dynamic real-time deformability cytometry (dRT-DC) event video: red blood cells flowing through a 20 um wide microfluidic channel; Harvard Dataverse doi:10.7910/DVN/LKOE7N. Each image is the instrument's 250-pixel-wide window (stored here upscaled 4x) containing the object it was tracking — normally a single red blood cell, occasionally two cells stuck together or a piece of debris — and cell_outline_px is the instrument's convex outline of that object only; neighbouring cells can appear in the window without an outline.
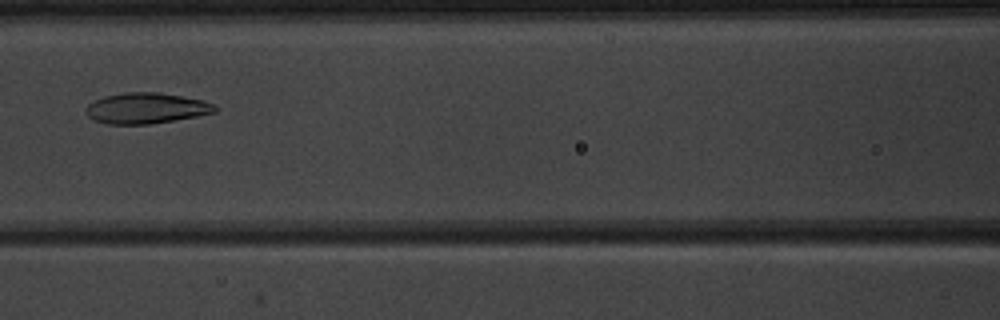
{"species": "common noctule bat (a hibernating species)", "species_latin": "Nyctalus noctula", "temperature_condition": "warm", "stored_images_in_passage": 7, "camera_frame_rate_fps": 3000, "um_per_image_px": 0.085, "animal": {"sex": "male", "body_mass_g": 20.1, "forearm_length_mm": 53.5}, "frame": {"image": 1, "passage_image": 7, "time_ms": 7.0, "image_size_px": [1000, 320], "cell_outline_px": [[216, 112], [196, 116], [148, 124], [108, 124], [96, 120], [88, 116], [84, 112], [84, 108], [88, 104], [104, 96], [124, 92], [160, 92], [204, 100], [216, 104]], "centroid_in_image_um": [12.42, 9.18], "position_along_channel_um": 154.2, "area_um2": 23.12}}